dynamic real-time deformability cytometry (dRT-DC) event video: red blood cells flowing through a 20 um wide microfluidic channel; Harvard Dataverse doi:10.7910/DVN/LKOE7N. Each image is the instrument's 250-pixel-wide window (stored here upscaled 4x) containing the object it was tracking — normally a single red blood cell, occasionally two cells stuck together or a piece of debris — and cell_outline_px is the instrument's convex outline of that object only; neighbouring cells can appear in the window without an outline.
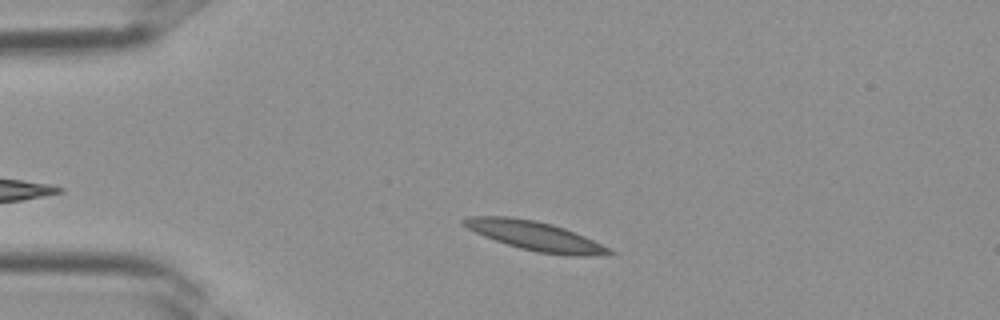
{"species": "Egyptian fruit bat (a non-hibernating species)", "species_latin": "Rousettus aegyptiacus", "temperature_condition": "room temperature", "stored_images_in_passage": 30, "camera_frame_rate_fps": 3000, "um_per_image_px": 0.085, "frame": {"image": 1, "passage_image": 4, "time_ms": 1.0, "image_size_px": [1000, 320], "cell_outline_px": [[616, 252], [588, 256], [572, 256], [536, 252], [520, 248], [484, 236], [460, 224], [460, 220], [468, 216], [508, 216], [536, 220], [552, 224], [564, 228], [584, 236]], "centroid_in_image_um": [45.42, 20.04], "position_along_channel_um": 39.6, "area_um2": 24.45}}
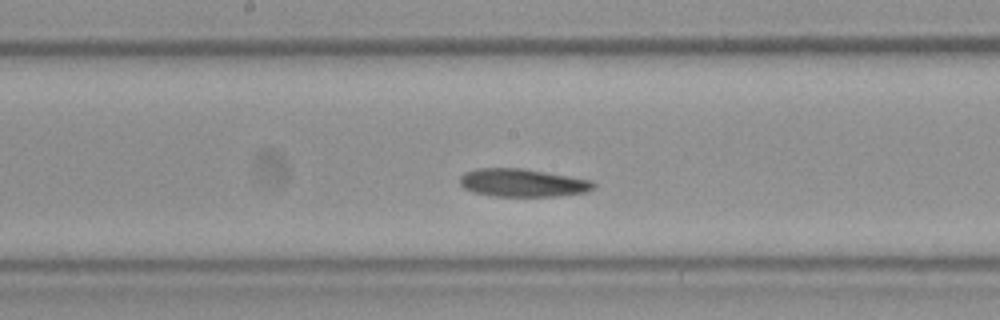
{"frame": {"image": 2, "passage_image": 15, "time_ms": 4.667, "image_size_px": [1000, 320], "cell_outline_px": [[596, 184], [592, 188], [584, 192], [556, 196], [496, 196], [472, 192], [464, 188], [460, 184], [460, 176], [464, 172], [476, 168], [524, 168], [592, 180]], "centroid_in_image_um": [44.38, 15.53], "position_along_channel_um": 203.8, "area_um2": 21.79}}
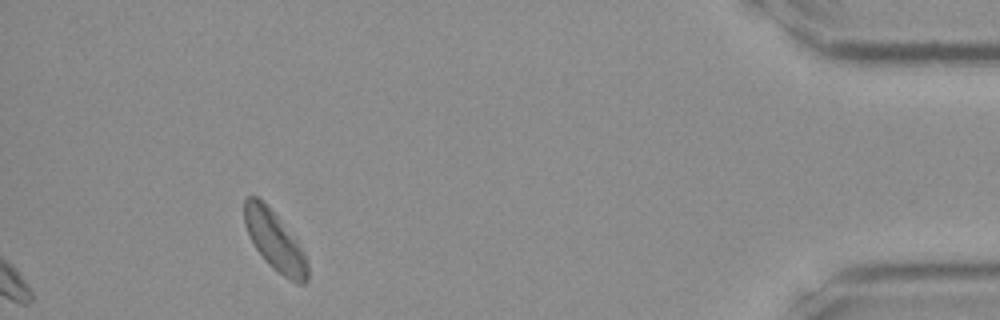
{"frame": {"image": 3, "passage_image": 30, "time_ms": 9.667, "image_size_px": [1000, 320], "cell_outline_px": [[308, 280], [304, 284], [296, 284], [272, 268], [264, 260], [256, 248], [244, 224], [244, 196], [256, 196], [276, 216], [296, 240], [304, 252], [308, 264]], "centroid_in_image_um": [23.36, 20.52], "position_along_channel_um": 411.8, "area_um2": 21.44}}